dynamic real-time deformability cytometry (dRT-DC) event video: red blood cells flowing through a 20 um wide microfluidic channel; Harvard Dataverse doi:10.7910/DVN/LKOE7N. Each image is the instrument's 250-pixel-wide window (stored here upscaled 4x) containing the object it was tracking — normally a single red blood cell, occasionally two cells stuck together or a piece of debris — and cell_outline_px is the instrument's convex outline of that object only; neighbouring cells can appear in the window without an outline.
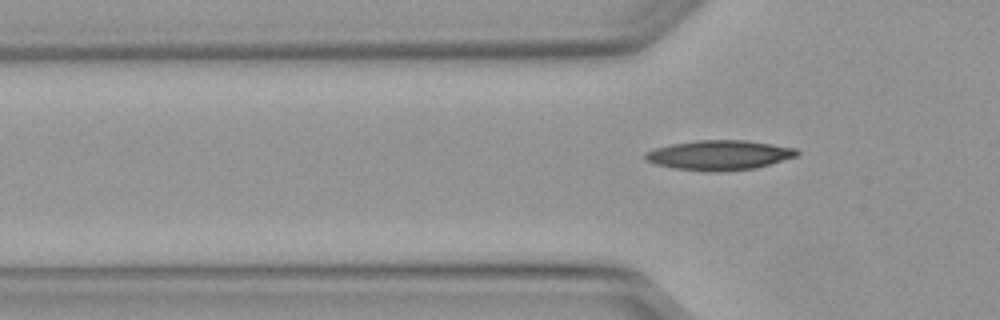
{"species": "Egyptian fruit bat (a non-hibernating species)", "species_latin": "Rousettus aegyptiacus", "temperature_condition": "warm", "stored_images_in_passage": 4, "camera_frame_rate_fps": 3000, "um_per_image_px": 0.085, "animal": {"sex": "female"}, "frame": {"image": 1, "passage_image": 4, "time_ms": 1.0, "image_size_px": [1000, 320], "cell_outline_px": [[800, 152], [796, 156], [756, 168], [676, 168], [656, 164], [644, 160], [644, 152], [656, 148], [672, 144], [696, 140], [744, 140], [772, 144], [796, 148]], "centroid_in_image_um": [61.14, 13.12], "position_along_channel_um": 64.7, "area_um2": 24.97}}